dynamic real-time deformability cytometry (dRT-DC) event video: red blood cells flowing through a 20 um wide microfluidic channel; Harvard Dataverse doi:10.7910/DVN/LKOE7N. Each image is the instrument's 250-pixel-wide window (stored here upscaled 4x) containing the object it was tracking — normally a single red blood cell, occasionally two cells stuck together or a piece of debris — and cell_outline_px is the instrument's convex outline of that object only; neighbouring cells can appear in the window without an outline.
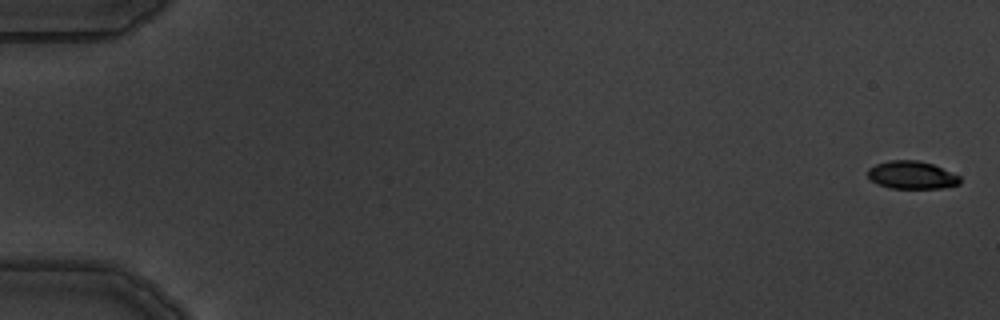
{"species": "common noctule bat (a hibernating species)", "species_latin": "Nyctalus noctula", "temperature_condition": "warm", "stored_images_in_passage": 6, "camera_frame_rate_fps": 3000, "um_per_image_px": 0.085, "animal": {"sex": "male", "body_mass_g": 19.5, "forearm_length_mm": 54.6}, "frame": {"image": 1, "passage_image": 1, "time_ms": 0.0, "image_size_px": [1000, 320], "cell_outline_px": [[960, 184], [944, 188], [888, 188], [876, 184], [868, 176], [868, 168], [876, 164], [888, 160], [920, 160], [932, 164], [960, 176]], "centroid_in_image_um": [77.49, 14.88], "position_along_channel_um": 7.5, "area_um2": 15.03}}
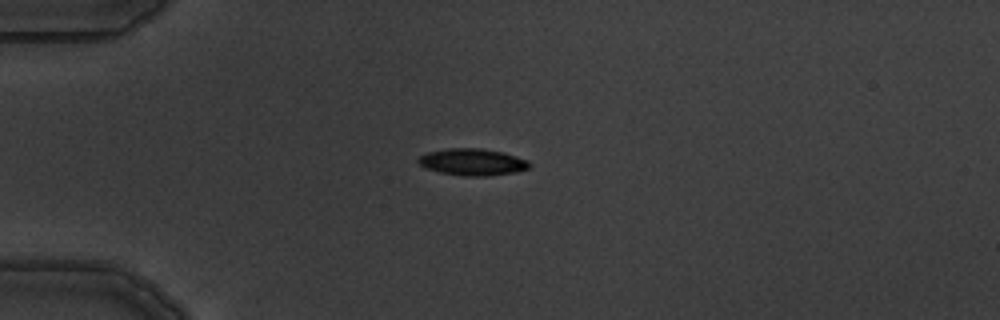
{"frame": {"image": 2, "passage_image": 5, "time_ms": 4.667, "image_size_px": [1000, 320], "cell_outline_px": [[532, 164], [528, 168], [516, 172], [488, 176], [464, 176], [440, 172], [424, 168], [416, 160], [420, 156], [428, 152], [448, 148], [480, 148], [504, 152], [528, 160]], "centroid_in_image_um": [40.17, 13.77], "position_along_channel_um": 44.8, "area_um2": 17.46}}